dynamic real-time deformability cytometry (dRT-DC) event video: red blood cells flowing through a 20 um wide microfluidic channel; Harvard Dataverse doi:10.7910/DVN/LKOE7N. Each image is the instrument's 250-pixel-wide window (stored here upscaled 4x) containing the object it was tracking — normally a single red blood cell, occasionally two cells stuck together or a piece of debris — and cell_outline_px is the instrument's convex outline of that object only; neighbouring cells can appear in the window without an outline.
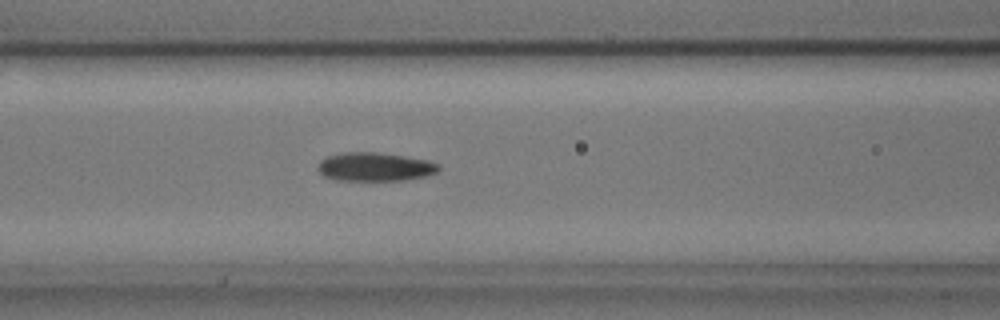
{"species": "common noctule bat (a hibernating species)", "species_latin": "Nyctalus noctula", "temperature_condition": "cold", "stored_images_in_passage": 54, "camera_frame_rate_fps": 3000, "um_per_image_px": 0.085, "animal": {"sex": "male", "body_mass_g": 17.9, "forearm_length_mm": 54.2}, "frame": {"image": 1, "passage_image": 21, "time_ms": 6.667, "image_size_px": [1000, 320], "cell_outline_px": [[440, 168], [436, 172], [428, 176], [404, 180], [336, 180], [324, 176], [316, 168], [320, 160], [328, 156], [344, 152], [376, 152], [404, 156], [428, 160], [440, 164]], "centroid_in_image_um": [31.87, 14.18], "position_along_channel_um": 134.7, "area_um2": 20.23}}
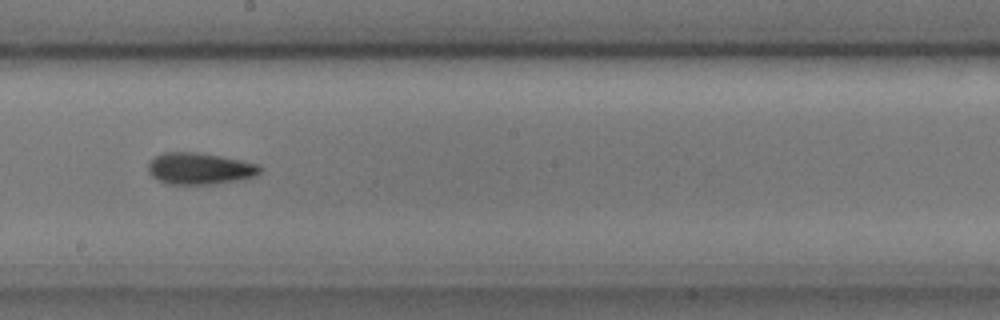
{"frame": {"image": 2, "passage_image": 29, "time_ms": 9.333, "image_size_px": [1000, 320], "cell_outline_px": [[264, 168], [256, 176], [240, 180], [216, 184], [168, 184], [152, 176], [148, 172], [148, 164], [156, 156], [164, 152], [196, 152], [220, 156], [260, 164]], "centroid_in_image_um": [17.02, 14.33], "position_along_channel_um": 231.2, "area_um2": 20.69}}
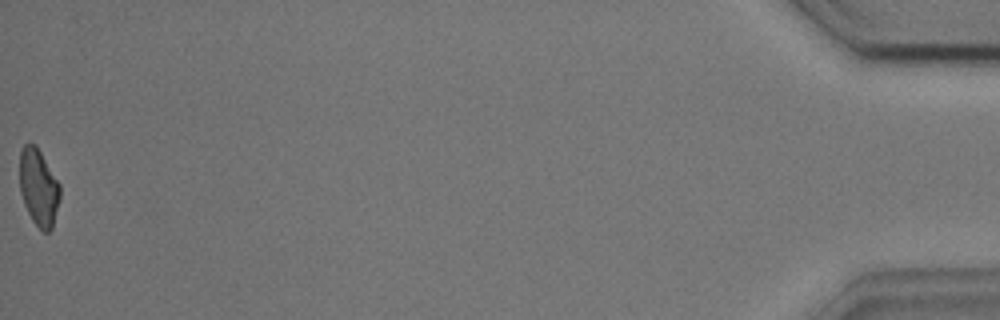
{"frame": {"image": 3, "passage_image": 54, "time_ms": 17.667, "image_size_px": [1000, 320], "cell_outline_px": [[60, 200], [52, 228], [48, 232], [44, 232], [32, 220], [24, 204], [20, 192], [20, 152], [24, 144], [36, 144], [60, 184]], "centroid_in_image_um": [3.29, 15.92], "position_along_channel_um": 431.9, "area_um2": 18.09}, "authors_computed_cell_mechanics": {"area_um2": 19.7965, "velocity_mm_per_s": 3.6206, "shape_relaxation_time_tau1_ms": 7.1264, "shape_relaxation_time_tau2_ms": 2.8592, "deformation_change_tau1": 0.1581, "deformation_change_tau2": 0.1004}}